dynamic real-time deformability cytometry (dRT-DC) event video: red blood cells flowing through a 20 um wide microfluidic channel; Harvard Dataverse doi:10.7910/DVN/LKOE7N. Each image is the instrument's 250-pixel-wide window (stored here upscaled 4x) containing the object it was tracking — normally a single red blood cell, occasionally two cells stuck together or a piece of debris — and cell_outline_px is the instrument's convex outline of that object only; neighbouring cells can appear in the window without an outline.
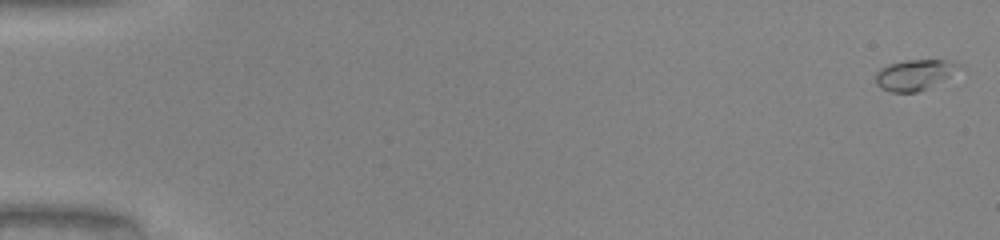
{"species": "common noctule bat (a hibernating species)", "species_latin": "Nyctalus noctula", "temperature_condition": "warm", "stored_images_in_passage": 51, "camera_frame_rate_fps": 3000, "um_per_image_px": 0.085, "animal": {"sex": "male", "body_mass_g": 20.0, "forearm_length_mm": 53.3}, "frame": {"image": 1, "passage_image": 1, "time_ms": 0.0, "image_size_px": [1000, 240], "cell_outline_px": [[968, 68], [928, 88], [916, 92], [892, 92], [880, 88], [876, 84], [876, 72], [880, 68], [888, 64], [904, 60], [944, 60], [964, 64]], "centroid_in_image_um": [77.84, 6.34], "position_along_channel_um": 7.2, "area_um2": 15.37}}
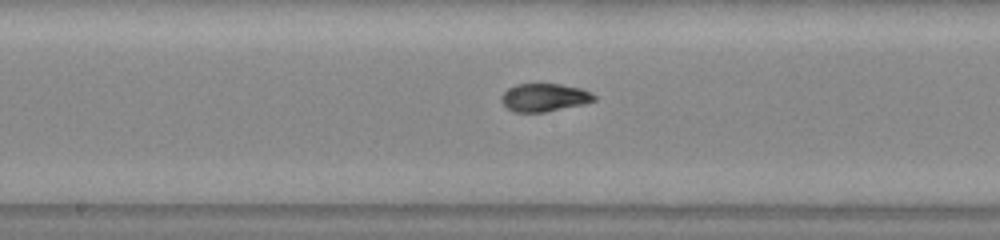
{"frame": {"image": 2, "passage_image": 28, "time_ms": 9.0, "image_size_px": [1000, 240], "cell_outline_px": [[596, 100], [584, 104], [544, 112], [512, 112], [500, 100], [500, 96], [508, 88], [516, 84], [560, 84], [580, 88], [592, 92], [596, 96]], "centroid_in_image_um": [46.27, 8.28], "position_along_channel_um": 201.9, "area_um2": 15.2}}
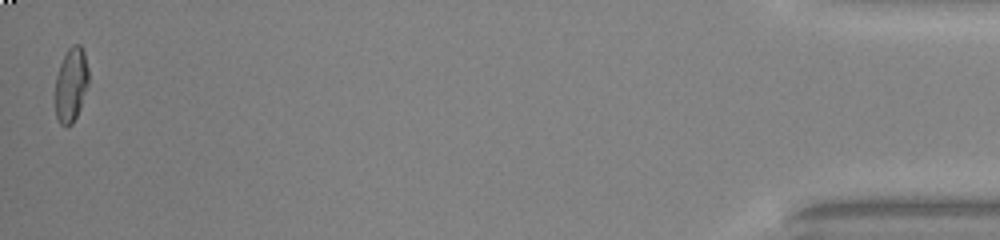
{"frame": {"image": 3, "passage_image": 51, "time_ms": 16.667, "image_size_px": [1000, 240], "cell_outline_px": [[88, 84], [80, 108], [72, 124], [60, 124], [56, 116], [56, 76], [60, 64], [68, 48], [72, 44], [80, 44], [84, 52], [88, 68]], "centroid_in_image_um": [6.05, 7.16], "position_along_channel_um": 429.2, "area_um2": 14.22}, "authors_computed_cell_mechanics": {"area_um2": 15.1436, "velocity_mm_per_s": 4.1208, "shape_relaxation_time_tau1_ms": 4.6449, "shape_relaxation_time_tau2_ms": 1.1338, "deformation_change_tau1": 0.2015, "deformation_change_tau2": 0.0608}}